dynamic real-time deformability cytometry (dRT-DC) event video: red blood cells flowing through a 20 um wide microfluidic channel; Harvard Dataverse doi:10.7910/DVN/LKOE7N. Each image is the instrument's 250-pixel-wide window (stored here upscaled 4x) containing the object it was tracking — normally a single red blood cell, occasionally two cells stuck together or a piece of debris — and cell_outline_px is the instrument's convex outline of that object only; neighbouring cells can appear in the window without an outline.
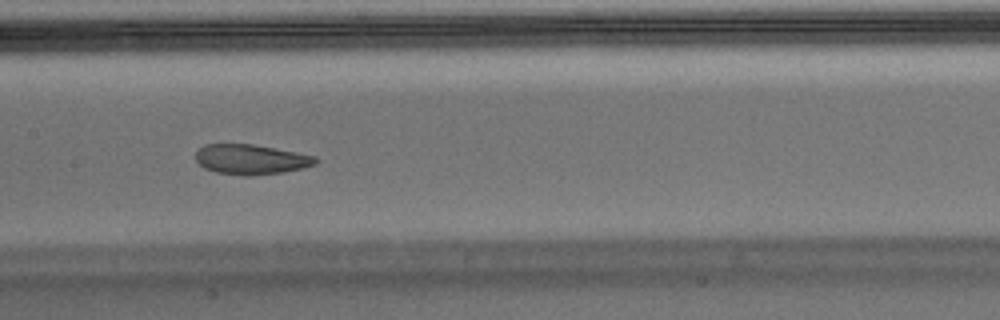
{"species": "Egyptian fruit bat (a non-hibernating species)", "species_latin": "Rousettus aegyptiacus", "temperature_condition": "warm", "stored_images_in_passage": 41, "camera_frame_rate_fps": 3000, "um_per_image_px": 0.085, "animal": {"sex": "male"}, "frame": {"image": 1, "passage_image": 12, "time_ms": 3.667, "image_size_px": [1000, 320], "cell_outline_px": [[320, 160], [316, 164], [304, 168], [284, 172], [248, 176], [244, 176], [216, 172], [204, 168], [196, 160], [196, 152], [204, 144], [252, 144], [296, 152], [316, 156]], "centroid_in_image_um": [21.36, 13.55], "position_along_channel_um": 186.0, "area_um2": 21.04}}
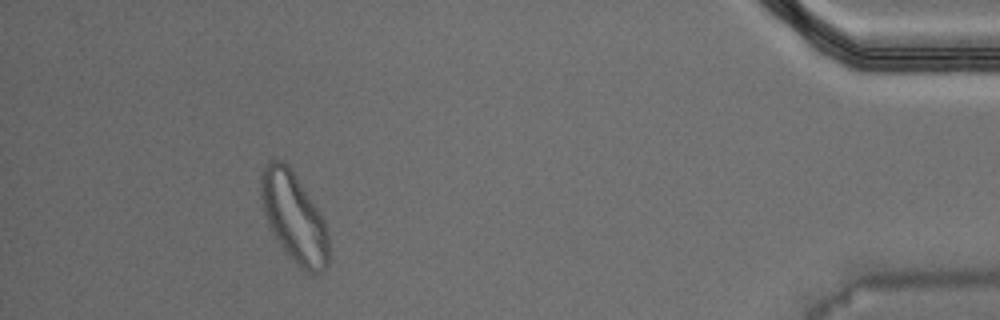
{"frame": {"image": 2, "passage_image": 35, "time_ms": 11.333, "image_size_px": [1000, 320], "cell_outline_px": [[328, 264], [320, 272], [312, 276], [300, 268], [284, 248], [276, 236], [264, 212], [260, 196], [260, 172], [268, 160], [280, 160], [288, 164], [320, 212], [324, 220], [328, 232]], "centroid_in_image_um": [25.0, 18.45], "position_along_channel_um": 410.2, "area_um2": 34.97}, "authors_computed_cell_mechanics": {"area_um2": 23.5824, "velocity_mm_per_s": 3.7135, "shape_relaxation_time_tau1_ms": null, "shape_relaxation_time_tau2_ms": 2.1195, "deformation_change_tau1": null, "deformation_change_tau2": 0.0796}}